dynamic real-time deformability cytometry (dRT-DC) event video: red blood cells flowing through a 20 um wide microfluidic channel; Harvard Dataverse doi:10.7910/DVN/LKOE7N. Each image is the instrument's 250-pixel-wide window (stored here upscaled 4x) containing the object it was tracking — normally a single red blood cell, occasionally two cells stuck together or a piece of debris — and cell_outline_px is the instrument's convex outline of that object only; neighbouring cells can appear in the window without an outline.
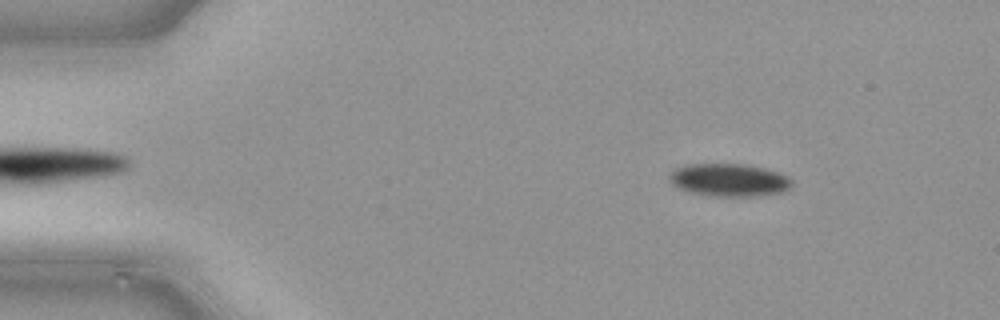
{"species": "common noctule bat (a hibernating species)", "species_latin": "Nyctalus noctula", "temperature_condition": "cold", "stored_images_in_passage": 46, "camera_frame_rate_fps": 3000, "um_per_image_px": 0.085, "animal": {"sex": "male", "body_mass_g": 21.5, "forearm_length_mm": 52.0}, "frame": {"image": 1, "passage_image": 5, "time_ms": 1.333, "image_size_px": [1000, 320], "cell_outline_px": [[792, 184], [784, 192], [756, 196], [716, 196], [692, 192], [680, 188], [672, 184], [668, 180], [668, 176], [676, 168], [684, 164], [744, 164], [764, 168], [780, 172], [788, 176], [792, 180]], "centroid_in_image_um": [61.99, 15.29], "position_along_channel_um": 23.0, "area_um2": 23.41}}
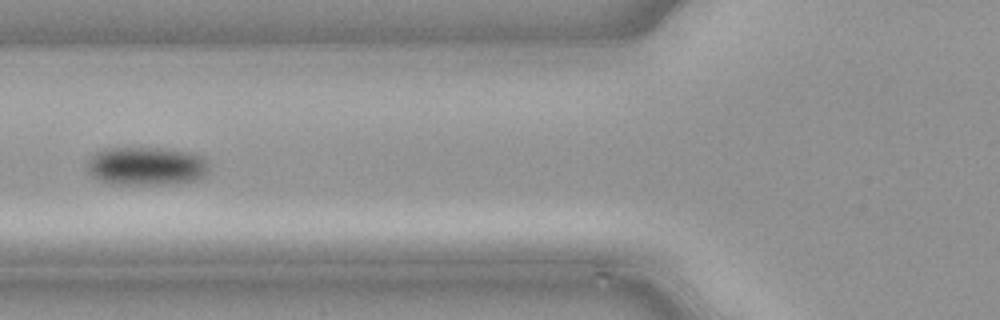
{"frame": {"image": 2, "passage_image": 17, "time_ms": 5.333, "image_size_px": [1000, 320], "cell_outline_px": [[208, 172], [204, 176], [196, 180], [172, 184], [108, 184], [92, 176], [88, 172], [88, 160], [96, 152], [104, 148], [164, 148], [196, 152], [204, 156], [208, 160]], "centroid_in_image_um": [12.49, 14.11], "position_along_channel_um": 113.3, "area_um2": 27.8}}
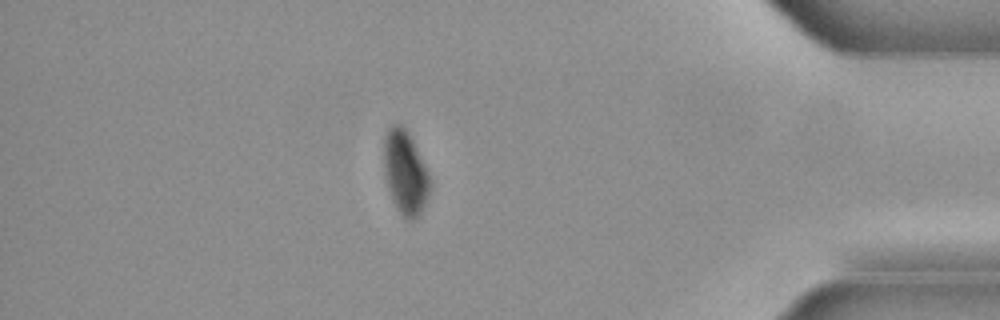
{"frame": {"image": 3, "passage_image": 40, "time_ms": 13.0, "image_size_px": [1000, 320], "cell_outline_px": [[432, 180], [424, 204], [420, 212], [412, 220], [408, 220], [400, 212], [392, 196], [384, 172], [384, 132], [388, 124], [400, 124], [408, 132]], "centroid_in_image_um": [34.43, 14.58], "position_along_channel_um": 400.8, "area_um2": 21.96}}